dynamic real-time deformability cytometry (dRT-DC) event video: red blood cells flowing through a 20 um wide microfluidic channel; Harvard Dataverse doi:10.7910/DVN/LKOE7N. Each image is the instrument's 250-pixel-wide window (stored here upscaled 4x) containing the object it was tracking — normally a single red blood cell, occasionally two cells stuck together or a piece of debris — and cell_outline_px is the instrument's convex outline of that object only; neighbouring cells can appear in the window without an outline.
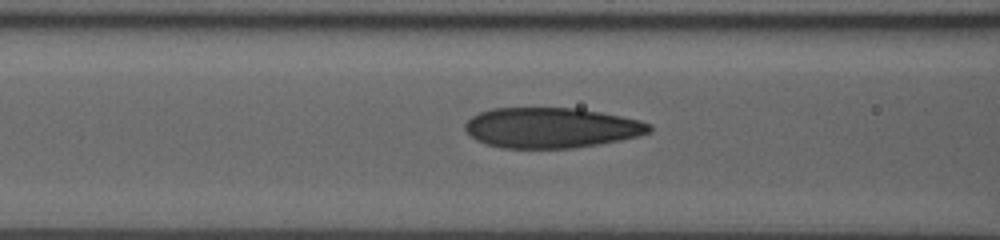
{"species": "human", "species_latin": "Homo sapiens", "temperature_condition": "room temperature", "stored_images_in_passage": 38, "camera_frame_rate_fps": 3000, "um_per_image_px": 0.085, "donor": {"sex": "male"}, "frame": {"image": 1, "passage_image": 15, "time_ms": 4.667, "image_size_px": [1000, 240], "cell_outline_px": [[652, 132], [620, 140], [600, 144], [572, 148], [500, 148], [484, 144], [476, 140], [464, 128], [464, 124], [472, 116], [480, 112], [492, 108], [580, 108], [640, 120], [652, 124]], "centroid_in_image_um": [46.86, 10.86], "position_along_channel_um": 119.7, "area_um2": 43.47}}
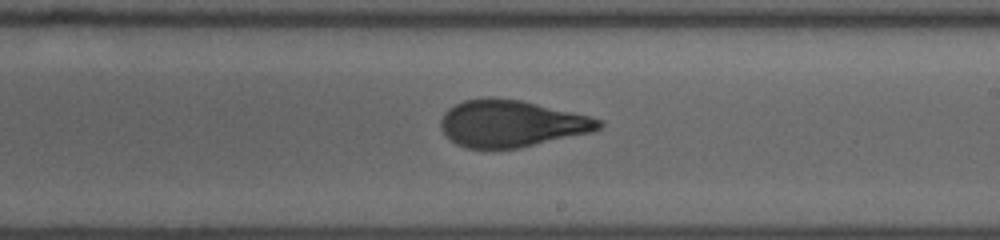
{"frame": {"image": 2, "passage_image": 24, "time_ms": 7.667, "image_size_px": [1000, 240], "cell_outline_px": [[604, 124], [600, 128], [592, 132], [520, 148], [468, 148], [456, 144], [444, 136], [440, 128], [440, 120], [444, 112], [448, 108], [464, 100], [488, 96], [520, 100], [588, 116], [604, 120]], "centroid_in_image_um": [43.43, 10.5], "position_along_channel_um": 245.6, "area_um2": 43.29}}
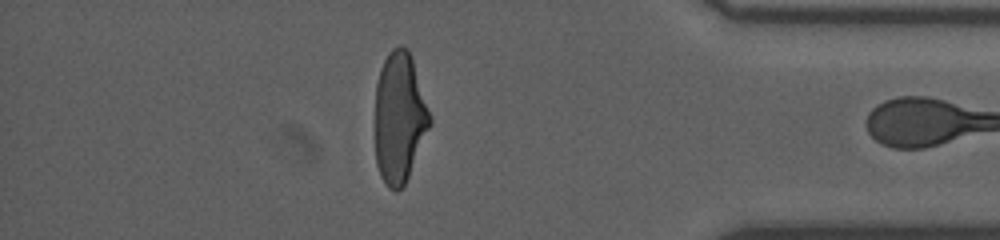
{"frame": {"image": 3, "passage_image": 37, "time_ms": 12.0, "image_size_px": [1000, 240], "cell_outline_px": [[432, 124], [408, 176], [404, 184], [396, 192], [388, 188], [380, 176], [376, 164], [376, 84], [380, 68], [388, 52], [392, 48], [400, 44], [408, 48], [412, 56], [432, 116]], "centroid_in_image_um": [33.97, 9.96], "position_along_channel_um": 401.2, "area_um2": 42.14}}